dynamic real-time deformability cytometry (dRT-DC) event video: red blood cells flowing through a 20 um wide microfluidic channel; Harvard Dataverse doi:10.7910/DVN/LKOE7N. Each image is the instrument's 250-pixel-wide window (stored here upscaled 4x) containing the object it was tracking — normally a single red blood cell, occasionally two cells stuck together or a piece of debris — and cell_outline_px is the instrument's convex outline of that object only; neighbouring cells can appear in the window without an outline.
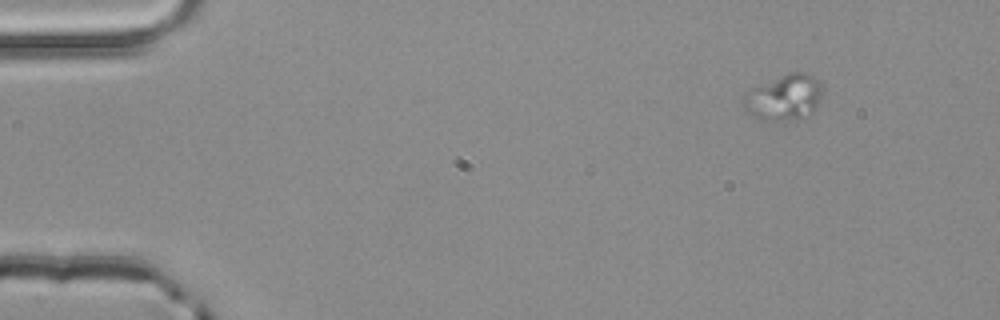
{"species": "common noctule bat (a hibernating species)", "species_latin": "Nyctalus noctula", "temperature_condition": "room temperature", "stored_images_in_passage": 5, "camera_frame_rate_fps": 3000, "um_per_image_px": 0.085, "animal": {"sex": "male", "body_mass_g": 20.4}, "frame": {"image": 1, "passage_image": 2, "time_ms": 0.333, "image_size_px": [1000, 320], "cell_outline_px": [[824, 92], [812, 116], [796, 120], [756, 120], [744, 108], [744, 96], [748, 88], [788, 72], [804, 72], [820, 80], [824, 84]], "centroid_in_image_um": [66.69, 8.28], "position_along_channel_um": 18.3, "area_um2": 21.96}}